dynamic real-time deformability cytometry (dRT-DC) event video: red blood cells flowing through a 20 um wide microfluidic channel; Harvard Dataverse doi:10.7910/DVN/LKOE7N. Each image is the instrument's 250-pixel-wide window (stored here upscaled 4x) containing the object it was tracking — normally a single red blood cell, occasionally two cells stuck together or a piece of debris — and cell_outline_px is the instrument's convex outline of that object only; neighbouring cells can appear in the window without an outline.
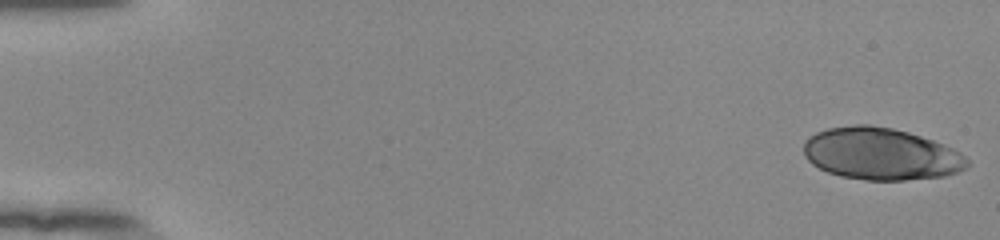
{"species": "human", "species_latin": "Homo sapiens", "temperature_condition": "room temperature", "stored_images_in_passage": 21, "camera_frame_rate_fps": 3000, "um_per_image_px": 0.085, "donor": {"sex": "female"}, "frame": {"image": 1, "passage_image": 1, "time_ms": 0.0, "image_size_px": [1000, 240], "cell_outline_px": [[968, 168], [944, 176], [904, 180], [864, 180], [840, 176], [828, 172], [812, 164], [804, 156], [804, 140], [808, 136], [816, 132], [828, 128], [856, 124], [868, 124], [892, 128], [908, 132], [932, 140], [952, 148], [960, 152], [968, 160]], "centroid_in_image_um": [74.85, 13.08], "position_along_channel_um": 10.2, "area_um2": 49.71}}
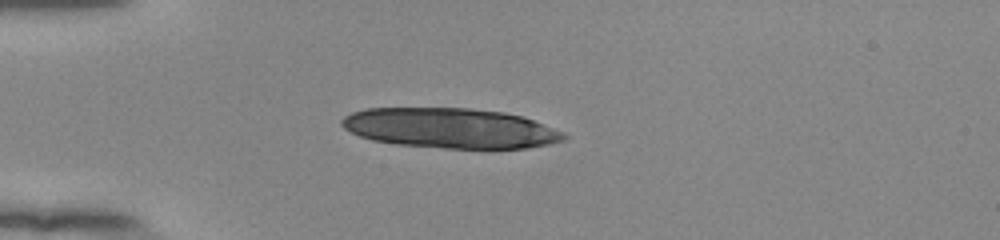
{"frame": {"image": 2, "passage_image": 15, "time_ms": 4.667, "image_size_px": [1000, 240], "cell_outline_px": [[568, 136], [564, 140], [548, 144], [524, 148], [444, 148], [396, 144], [372, 140], [360, 136], [344, 128], [340, 124], [340, 120], [344, 116], [352, 112], [368, 108], [468, 108], [504, 112], [520, 116], [532, 120], [564, 132]], "centroid_in_image_um": [38.25, 10.89], "position_along_channel_um": 46.8, "area_um2": 51.62}}